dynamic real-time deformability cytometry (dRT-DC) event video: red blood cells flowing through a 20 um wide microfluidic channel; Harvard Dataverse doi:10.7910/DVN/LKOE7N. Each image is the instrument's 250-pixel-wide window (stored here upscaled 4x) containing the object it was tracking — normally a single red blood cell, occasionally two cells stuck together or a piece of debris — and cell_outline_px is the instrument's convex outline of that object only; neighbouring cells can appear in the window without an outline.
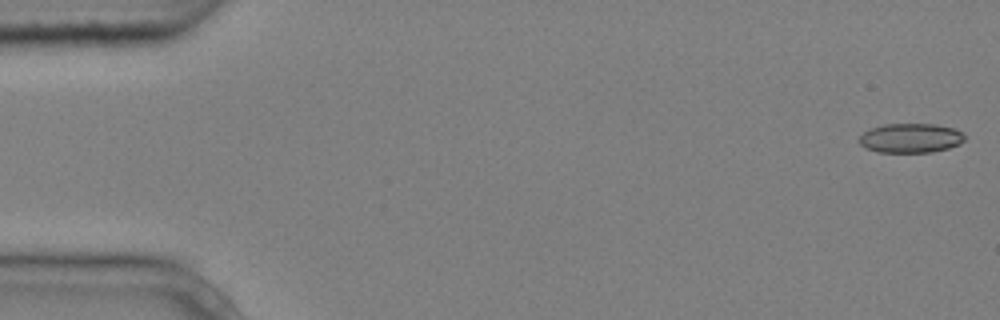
{"species": "common noctule bat (a hibernating species)", "species_latin": "Nyctalus noctula", "temperature_condition": "cold", "stored_images_in_passage": 5, "camera_frame_rate_fps": 3000, "um_per_image_px": 0.085, "animal": {"sex": "male", "body_mass_g": 20.4}, "frame": {"image": 1, "passage_image": 1, "time_ms": 0.0, "image_size_px": [1000, 320], "cell_outline_px": [[964, 140], [960, 144], [948, 148], [932, 152], [876, 152], [860, 144], [860, 136], [868, 128], [884, 124], [936, 124], [952, 128], [960, 132], [964, 136]], "centroid_in_image_um": [77.38, 11.73], "position_along_channel_um": 7.6, "area_um2": 17.98}}